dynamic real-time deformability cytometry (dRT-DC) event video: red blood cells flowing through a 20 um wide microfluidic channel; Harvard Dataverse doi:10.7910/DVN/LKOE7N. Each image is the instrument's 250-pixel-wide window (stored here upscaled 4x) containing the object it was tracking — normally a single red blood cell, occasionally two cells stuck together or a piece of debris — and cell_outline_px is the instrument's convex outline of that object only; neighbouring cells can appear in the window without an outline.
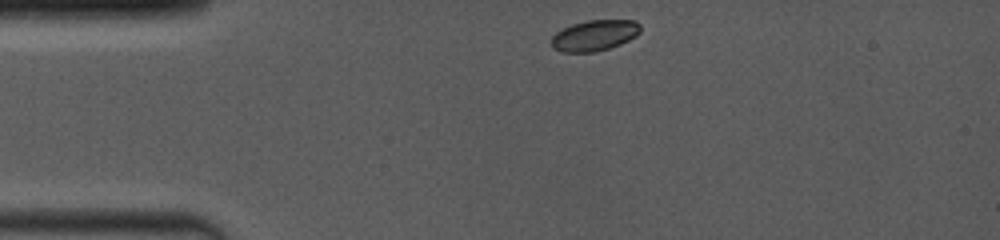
{"species": "common noctule bat (a hibernating species)", "species_latin": "Nyctalus noctula", "temperature_condition": "room temperature", "stored_images_in_passage": 3, "camera_frame_rate_fps": 4000, "um_per_image_px": 0.085, "animal": {"sex": "female", "body_mass_g": 19.0, "forearm_length_mm": 53.3}, "frame": {"image": 1, "passage_image": 1, "time_ms": 0.0, "image_size_px": [1000, 240], "cell_outline_px": [[640, 32], [636, 36], [620, 44], [608, 48], [592, 52], [564, 52], [552, 48], [552, 36], [556, 32], [572, 24], [588, 20], [636, 20], [640, 24]], "centroid_in_image_um": [50.54, 3.0], "position_along_channel_um": 34.5, "area_um2": 15.9}}
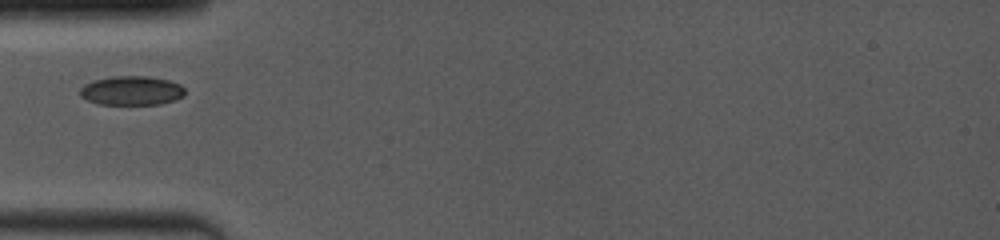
{"frame": {"image": 2, "passage_image": 3, "time_ms": 2.0, "image_size_px": [1000, 240], "cell_outline_px": [[184, 96], [176, 100], [160, 104], [96, 104], [80, 96], [80, 88], [84, 84], [96, 80], [116, 76], [144, 76], [168, 80], [180, 84], [184, 88]], "centroid_in_image_um": [11.19, 7.71], "position_along_channel_um": 73.8, "area_um2": 17.74}}